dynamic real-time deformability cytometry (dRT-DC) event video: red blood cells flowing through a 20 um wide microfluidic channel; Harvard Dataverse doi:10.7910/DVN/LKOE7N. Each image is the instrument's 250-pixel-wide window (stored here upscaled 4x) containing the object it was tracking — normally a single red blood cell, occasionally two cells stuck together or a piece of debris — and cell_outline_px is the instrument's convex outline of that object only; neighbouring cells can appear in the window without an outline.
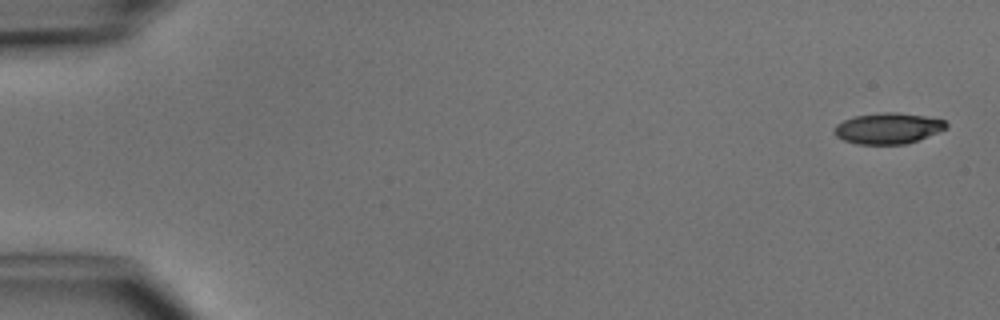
{"species": "common noctule bat (a hibernating species)", "species_latin": "Nyctalus noctula", "temperature_condition": "cold", "stored_images_in_passage": 6, "camera_frame_rate_fps": 3000, "um_per_image_px": 0.085, "animal": {"sex": "male", "body_mass_g": 15.6}, "frame": {"image": 1, "passage_image": 1, "time_ms": 0.0, "image_size_px": [1000, 320], "cell_outline_px": [[948, 128], [916, 140], [904, 144], [856, 144], [844, 140], [836, 136], [832, 128], [836, 124], [844, 120], [856, 116], [884, 112], [896, 112], [924, 116], [944, 120], [948, 124]], "centroid_in_image_um": [75.45, 10.9], "position_along_channel_um": 9.5, "area_um2": 20.0}}
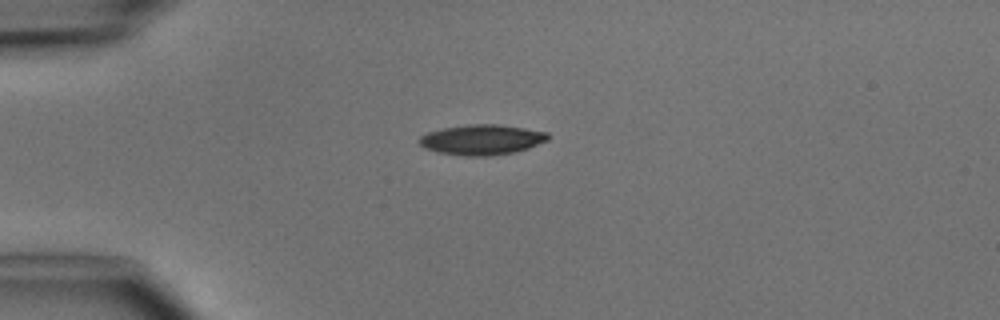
{"frame": {"image": 2, "passage_image": 4, "time_ms": 3.667, "image_size_px": [1000, 320], "cell_outline_px": [[548, 140], [528, 148], [516, 152], [492, 156], [464, 156], [436, 152], [424, 148], [416, 140], [420, 136], [428, 132], [444, 128], [468, 124], [496, 124], [524, 128], [548, 132]], "centroid_in_image_um": [40.93, 11.88], "position_along_channel_um": 44.1, "area_um2": 22.83}}
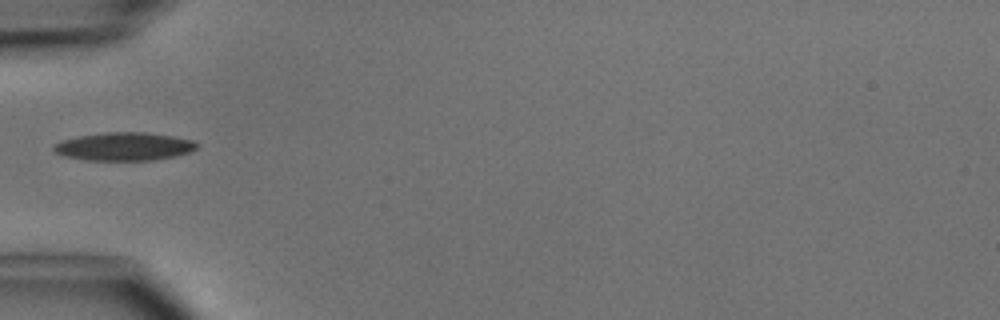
{"frame": {"image": 3, "passage_image": 5, "time_ms": 5.0, "image_size_px": [1000, 320], "cell_outline_px": [[200, 144], [196, 148], [188, 152], [172, 156], [152, 160], [88, 160], [64, 156], [56, 152], [52, 148], [52, 144], [60, 140], [80, 136], [104, 132], [144, 132], [172, 136], [192, 140]], "centroid_in_image_um": [10.51, 12.44], "position_along_channel_um": 74.5, "area_um2": 23.35}}